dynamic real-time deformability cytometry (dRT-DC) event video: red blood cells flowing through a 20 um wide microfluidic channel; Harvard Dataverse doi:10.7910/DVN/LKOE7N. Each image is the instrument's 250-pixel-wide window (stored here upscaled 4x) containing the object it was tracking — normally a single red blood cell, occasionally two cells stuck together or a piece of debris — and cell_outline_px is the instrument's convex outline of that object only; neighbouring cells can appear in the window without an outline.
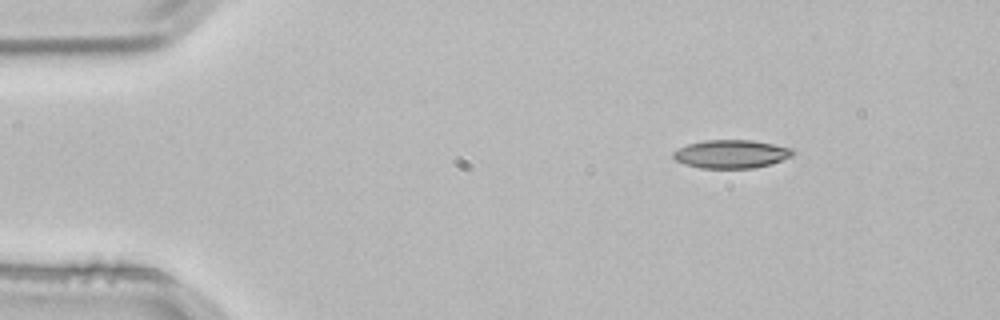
{"species": "common noctule bat (a hibernating species)", "species_latin": "Nyctalus noctula", "temperature_condition": "room temperature", "stored_images_in_passage": 2, "camera_frame_rate_fps": 3000, "um_per_image_px": 0.085, "animal": {"sex": "male", "body_mass_g": 21.5, "forearm_length_mm": 52.0}, "frame": {"image": 1, "passage_image": 1, "time_ms": 0.0, "image_size_px": [1000, 320], "cell_outline_px": [[796, 152], [792, 156], [772, 164], [752, 168], [700, 168], [684, 164], [676, 160], [672, 156], [672, 152], [676, 148], [688, 144], [704, 140], [752, 140], [792, 148]], "centroid_in_image_um": [62.14, 13.09], "position_along_channel_um": 22.9, "area_um2": 19.88}}